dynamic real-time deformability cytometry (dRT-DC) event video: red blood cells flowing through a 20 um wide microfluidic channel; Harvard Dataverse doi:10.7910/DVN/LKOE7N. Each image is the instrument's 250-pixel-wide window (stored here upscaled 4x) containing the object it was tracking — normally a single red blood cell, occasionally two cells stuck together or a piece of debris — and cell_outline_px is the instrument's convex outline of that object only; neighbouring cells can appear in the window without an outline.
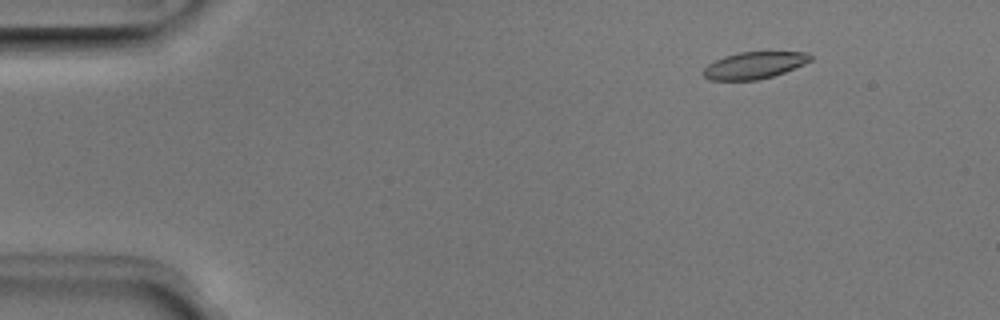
{"species": "Egyptian fruit bat (a non-hibernating species)", "species_latin": "Rousettus aegyptiacus", "temperature_condition": "room temperature", "stored_images_in_passage": 52, "camera_frame_rate_fps": 3000, "um_per_image_px": 0.085, "animal": {"sex": "male"}, "frame": {"image": 1, "passage_image": 7, "time_ms": 2.0, "image_size_px": [1000, 320], "cell_outline_px": [[812, 60], [804, 64], [784, 72], [772, 76], [756, 80], [708, 80], [700, 72], [708, 64], [724, 56], [740, 52], [808, 52], [812, 56]], "centroid_in_image_um": [64.09, 5.55], "position_along_channel_um": 20.9, "area_um2": 16.76}}
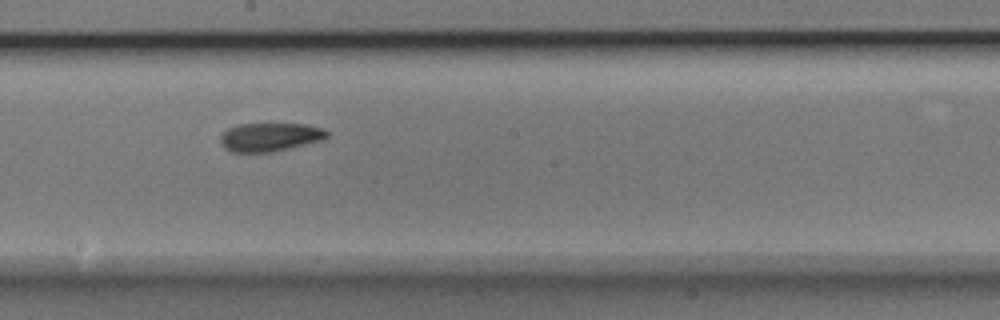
{"frame": {"image": 2, "passage_image": 29, "time_ms": 9.333, "image_size_px": [1000, 320], "cell_outline_px": [[328, 136], [324, 140], [272, 152], [232, 152], [224, 148], [220, 144], [220, 136], [228, 128], [236, 124], [308, 124], [324, 128], [328, 132]], "centroid_in_image_um": [22.95, 11.64], "position_along_channel_um": 225.2, "area_um2": 17.92}}
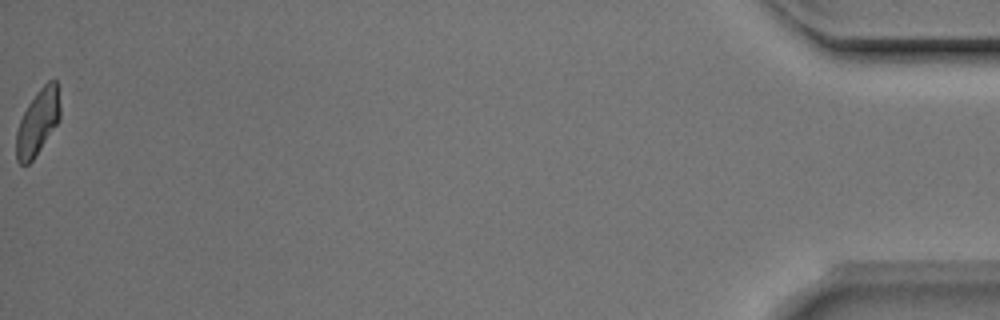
{"frame": {"image": 3, "passage_image": 52, "time_ms": 17.0, "image_size_px": [1000, 320], "cell_outline_px": [[60, 120], [32, 160], [28, 164], [20, 164], [16, 160], [16, 132], [20, 120], [28, 104], [36, 92], [48, 80], [56, 80], [60, 108]], "centroid_in_image_um": [3.2, 10.38], "position_along_channel_um": 432.0, "area_um2": 16.59}, "authors_computed_cell_mechanics": {"area_um2": 17.7735, "velocity_mm_per_s": 3.9915, "shape_relaxation_time_tau1_ms": 3.718, "shape_relaxation_time_tau2_ms": 3.9311, "deformation_change_tau1": 0.1294, "deformation_change_tau2": 0.1087}}